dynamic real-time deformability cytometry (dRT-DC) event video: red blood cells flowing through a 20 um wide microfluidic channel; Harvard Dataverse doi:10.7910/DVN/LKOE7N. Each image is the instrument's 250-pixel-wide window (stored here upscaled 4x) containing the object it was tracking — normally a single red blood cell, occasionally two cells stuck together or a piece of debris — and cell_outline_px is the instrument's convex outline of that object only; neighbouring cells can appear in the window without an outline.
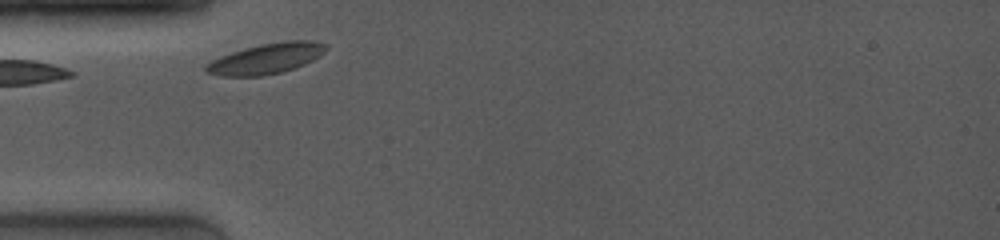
{"species": "common noctule bat (a hibernating species)", "species_latin": "Nyctalus noctula", "temperature_condition": "room temperature", "stored_images_in_passage": 4, "camera_frame_rate_fps": 4000, "um_per_image_px": 0.085, "animal": {"sex": "female", "body_mass_g": 19.0, "forearm_length_mm": 53.3}, "frame": {"image": 1, "passage_image": 1, "time_ms": 0.0, "image_size_px": [1000, 240], "cell_outline_px": [[328, 48], [324, 52], [312, 60], [304, 64], [280, 72], [260, 76], [220, 76], [208, 72], [204, 68], [212, 60], [220, 56], [244, 48], [260, 44], [284, 40], [312, 40], [328, 44]], "centroid_in_image_um": [22.66, 4.96], "position_along_channel_um": 62.3, "area_um2": 21.15}}